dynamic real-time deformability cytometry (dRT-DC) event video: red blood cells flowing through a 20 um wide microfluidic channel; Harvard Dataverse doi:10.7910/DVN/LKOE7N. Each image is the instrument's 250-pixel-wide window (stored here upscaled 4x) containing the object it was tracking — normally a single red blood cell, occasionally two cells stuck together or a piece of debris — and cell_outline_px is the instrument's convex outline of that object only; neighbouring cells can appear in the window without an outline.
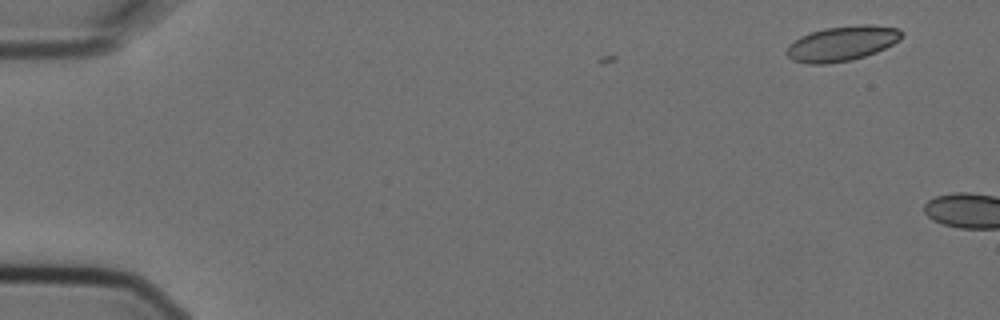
{"species": "Egyptian fruit bat (a non-hibernating species)", "species_latin": "Rousettus aegyptiacus", "temperature_condition": "cold", "stored_images_in_passage": 2, "camera_frame_rate_fps": 3000, "um_per_image_px": 0.085, "animal": {"sex": "female"}, "frame": {"image": 1, "passage_image": 1, "time_ms": 0.0, "image_size_px": [1000, 320], "cell_outline_px": [[900, 40], [876, 52], [852, 60], [824, 64], [808, 64], [792, 60], [788, 56], [788, 44], [800, 36], [824, 28], [860, 24], [864, 24], [900, 28]], "centroid_in_image_um": [71.55, 3.7], "position_along_channel_um": 13.5, "area_um2": 23.24}}